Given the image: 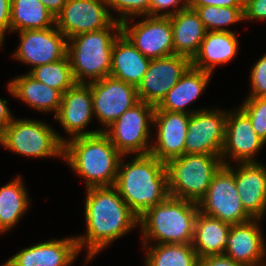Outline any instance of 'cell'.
Returning <instances> with one entry per match:
<instances>
[{"label":"cell","mask_w":266,"mask_h":266,"mask_svg":"<svg viewBox=\"0 0 266 266\" xmlns=\"http://www.w3.org/2000/svg\"><path fill=\"white\" fill-rule=\"evenodd\" d=\"M86 236L76 237L79 250L87 245V262L109 243L138 225L139 217L128 207L114 186L87 188Z\"/></svg>","instance_id":"obj_1"},{"label":"cell","mask_w":266,"mask_h":266,"mask_svg":"<svg viewBox=\"0 0 266 266\" xmlns=\"http://www.w3.org/2000/svg\"><path fill=\"white\" fill-rule=\"evenodd\" d=\"M114 187L140 217L169 196L165 163L151 154H137L125 164L120 159Z\"/></svg>","instance_id":"obj_2"},{"label":"cell","mask_w":266,"mask_h":266,"mask_svg":"<svg viewBox=\"0 0 266 266\" xmlns=\"http://www.w3.org/2000/svg\"><path fill=\"white\" fill-rule=\"evenodd\" d=\"M122 157L104 132L71 136L64 142V158L77 175L84 177L87 188L114 186Z\"/></svg>","instance_id":"obj_3"},{"label":"cell","mask_w":266,"mask_h":266,"mask_svg":"<svg viewBox=\"0 0 266 266\" xmlns=\"http://www.w3.org/2000/svg\"><path fill=\"white\" fill-rule=\"evenodd\" d=\"M199 213L197 202L168 196L149 208L138 220L143 232L144 248L148 240L156 244H190L194 237L195 219Z\"/></svg>","instance_id":"obj_4"},{"label":"cell","mask_w":266,"mask_h":266,"mask_svg":"<svg viewBox=\"0 0 266 266\" xmlns=\"http://www.w3.org/2000/svg\"><path fill=\"white\" fill-rule=\"evenodd\" d=\"M121 33V23L115 20L108 28L67 39L66 55L76 83H87L85 77L90 83L109 76L113 44Z\"/></svg>","instance_id":"obj_5"},{"label":"cell","mask_w":266,"mask_h":266,"mask_svg":"<svg viewBox=\"0 0 266 266\" xmlns=\"http://www.w3.org/2000/svg\"><path fill=\"white\" fill-rule=\"evenodd\" d=\"M222 165L221 156L207 154H184L168 160L165 167L169 195L198 203Z\"/></svg>","instance_id":"obj_6"},{"label":"cell","mask_w":266,"mask_h":266,"mask_svg":"<svg viewBox=\"0 0 266 266\" xmlns=\"http://www.w3.org/2000/svg\"><path fill=\"white\" fill-rule=\"evenodd\" d=\"M49 125L36 120L13 119L0 133V143L10 151L30 157H64V142Z\"/></svg>","instance_id":"obj_7"},{"label":"cell","mask_w":266,"mask_h":266,"mask_svg":"<svg viewBox=\"0 0 266 266\" xmlns=\"http://www.w3.org/2000/svg\"><path fill=\"white\" fill-rule=\"evenodd\" d=\"M155 109L156 106L140 100L110 125L107 128L109 130L103 132L122 155L150 154L152 144L148 143L149 123L154 122Z\"/></svg>","instance_id":"obj_8"},{"label":"cell","mask_w":266,"mask_h":266,"mask_svg":"<svg viewBox=\"0 0 266 266\" xmlns=\"http://www.w3.org/2000/svg\"><path fill=\"white\" fill-rule=\"evenodd\" d=\"M199 211L231 225L247 222L252 217L245 211L237 192L233 168L222 165L213 175L206 195L198 202Z\"/></svg>","instance_id":"obj_9"},{"label":"cell","mask_w":266,"mask_h":266,"mask_svg":"<svg viewBox=\"0 0 266 266\" xmlns=\"http://www.w3.org/2000/svg\"><path fill=\"white\" fill-rule=\"evenodd\" d=\"M88 85L91 88L94 115L106 127L105 130L140 101L137 87L111 76Z\"/></svg>","instance_id":"obj_10"},{"label":"cell","mask_w":266,"mask_h":266,"mask_svg":"<svg viewBox=\"0 0 266 266\" xmlns=\"http://www.w3.org/2000/svg\"><path fill=\"white\" fill-rule=\"evenodd\" d=\"M107 7L106 0H67L55 18V25L67 39L108 28L116 19Z\"/></svg>","instance_id":"obj_11"},{"label":"cell","mask_w":266,"mask_h":266,"mask_svg":"<svg viewBox=\"0 0 266 266\" xmlns=\"http://www.w3.org/2000/svg\"><path fill=\"white\" fill-rule=\"evenodd\" d=\"M191 65L190 58L177 54L151 59L137 87L139 100L157 106Z\"/></svg>","instance_id":"obj_12"},{"label":"cell","mask_w":266,"mask_h":266,"mask_svg":"<svg viewBox=\"0 0 266 266\" xmlns=\"http://www.w3.org/2000/svg\"><path fill=\"white\" fill-rule=\"evenodd\" d=\"M227 112L198 110L190 114L184 154L221 156Z\"/></svg>","instance_id":"obj_13"},{"label":"cell","mask_w":266,"mask_h":266,"mask_svg":"<svg viewBox=\"0 0 266 266\" xmlns=\"http://www.w3.org/2000/svg\"><path fill=\"white\" fill-rule=\"evenodd\" d=\"M121 32L145 57L157 59L174 54L169 16H147L130 28L125 20L121 23Z\"/></svg>","instance_id":"obj_14"},{"label":"cell","mask_w":266,"mask_h":266,"mask_svg":"<svg viewBox=\"0 0 266 266\" xmlns=\"http://www.w3.org/2000/svg\"><path fill=\"white\" fill-rule=\"evenodd\" d=\"M19 35L20 45L13 56L33 68L61 60L67 54V38L56 25L42 30H24Z\"/></svg>","instance_id":"obj_15"},{"label":"cell","mask_w":266,"mask_h":266,"mask_svg":"<svg viewBox=\"0 0 266 266\" xmlns=\"http://www.w3.org/2000/svg\"><path fill=\"white\" fill-rule=\"evenodd\" d=\"M264 144L265 142L253 130L249 117L240 108L233 113L227 112L224 145L221 152L223 165L228 164L227 161L225 162L227 155L237 164L255 162L252 158Z\"/></svg>","instance_id":"obj_16"},{"label":"cell","mask_w":266,"mask_h":266,"mask_svg":"<svg viewBox=\"0 0 266 266\" xmlns=\"http://www.w3.org/2000/svg\"><path fill=\"white\" fill-rule=\"evenodd\" d=\"M94 116L91 88L87 83H76L62 95L55 119L73 137L94 135L103 130L83 131Z\"/></svg>","instance_id":"obj_17"},{"label":"cell","mask_w":266,"mask_h":266,"mask_svg":"<svg viewBox=\"0 0 266 266\" xmlns=\"http://www.w3.org/2000/svg\"><path fill=\"white\" fill-rule=\"evenodd\" d=\"M190 114L155 110L153 124L158 127L156 145L150 154L166 163L168 160L184 155Z\"/></svg>","instance_id":"obj_18"},{"label":"cell","mask_w":266,"mask_h":266,"mask_svg":"<svg viewBox=\"0 0 266 266\" xmlns=\"http://www.w3.org/2000/svg\"><path fill=\"white\" fill-rule=\"evenodd\" d=\"M79 252L76 237L54 238L21 250L2 266H69Z\"/></svg>","instance_id":"obj_19"},{"label":"cell","mask_w":266,"mask_h":266,"mask_svg":"<svg viewBox=\"0 0 266 266\" xmlns=\"http://www.w3.org/2000/svg\"><path fill=\"white\" fill-rule=\"evenodd\" d=\"M257 220L260 221L252 218L247 222L231 225L224 252L228 258L244 266H266L262 263L266 254L265 242Z\"/></svg>","instance_id":"obj_20"},{"label":"cell","mask_w":266,"mask_h":266,"mask_svg":"<svg viewBox=\"0 0 266 266\" xmlns=\"http://www.w3.org/2000/svg\"><path fill=\"white\" fill-rule=\"evenodd\" d=\"M238 166L233 170L242 206L252 218L261 219L266 210V168L257 161Z\"/></svg>","instance_id":"obj_21"},{"label":"cell","mask_w":266,"mask_h":266,"mask_svg":"<svg viewBox=\"0 0 266 266\" xmlns=\"http://www.w3.org/2000/svg\"><path fill=\"white\" fill-rule=\"evenodd\" d=\"M161 13L169 16L173 31L174 54L187 56L191 60L198 53L207 30L198 13L187 6Z\"/></svg>","instance_id":"obj_22"},{"label":"cell","mask_w":266,"mask_h":266,"mask_svg":"<svg viewBox=\"0 0 266 266\" xmlns=\"http://www.w3.org/2000/svg\"><path fill=\"white\" fill-rule=\"evenodd\" d=\"M150 60L121 33L113 44L109 76L138 87L147 72Z\"/></svg>","instance_id":"obj_23"},{"label":"cell","mask_w":266,"mask_h":266,"mask_svg":"<svg viewBox=\"0 0 266 266\" xmlns=\"http://www.w3.org/2000/svg\"><path fill=\"white\" fill-rule=\"evenodd\" d=\"M212 73L193 67L187 69L174 87L166 94L155 110L192 114L198 110L185 109L198 98L207 86Z\"/></svg>","instance_id":"obj_24"},{"label":"cell","mask_w":266,"mask_h":266,"mask_svg":"<svg viewBox=\"0 0 266 266\" xmlns=\"http://www.w3.org/2000/svg\"><path fill=\"white\" fill-rule=\"evenodd\" d=\"M238 39L232 31H207L192 66L212 73L216 65L231 61L238 52Z\"/></svg>","instance_id":"obj_25"},{"label":"cell","mask_w":266,"mask_h":266,"mask_svg":"<svg viewBox=\"0 0 266 266\" xmlns=\"http://www.w3.org/2000/svg\"><path fill=\"white\" fill-rule=\"evenodd\" d=\"M231 224L199 211L195 219L193 248L198 258L223 255L227 249Z\"/></svg>","instance_id":"obj_26"},{"label":"cell","mask_w":266,"mask_h":266,"mask_svg":"<svg viewBox=\"0 0 266 266\" xmlns=\"http://www.w3.org/2000/svg\"><path fill=\"white\" fill-rule=\"evenodd\" d=\"M11 95L22 100L32 108L42 112L53 111L56 115L61 101L62 93L35 80L29 74L21 75L8 83Z\"/></svg>","instance_id":"obj_27"},{"label":"cell","mask_w":266,"mask_h":266,"mask_svg":"<svg viewBox=\"0 0 266 266\" xmlns=\"http://www.w3.org/2000/svg\"><path fill=\"white\" fill-rule=\"evenodd\" d=\"M11 31L55 26V16L39 0H11Z\"/></svg>","instance_id":"obj_28"},{"label":"cell","mask_w":266,"mask_h":266,"mask_svg":"<svg viewBox=\"0 0 266 266\" xmlns=\"http://www.w3.org/2000/svg\"><path fill=\"white\" fill-rule=\"evenodd\" d=\"M27 195L20 176L0 188V233L13 228L26 212Z\"/></svg>","instance_id":"obj_29"},{"label":"cell","mask_w":266,"mask_h":266,"mask_svg":"<svg viewBox=\"0 0 266 266\" xmlns=\"http://www.w3.org/2000/svg\"><path fill=\"white\" fill-rule=\"evenodd\" d=\"M145 266H198L197 252L190 244H156L149 248Z\"/></svg>","instance_id":"obj_30"},{"label":"cell","mask_w":266,"mask_h":266,"mask_svg":"<svg viewBox=\"0 0 266 266\" xmlns=\"http://www.w3.org/2000/svg\"><path fill=\"white\" fill-rule=\"evenodd\" d=\"M28 74L62 94L76 84L67 55L61 60L32 68Z\"/></svg>","instance_id":"obj_31"},{"label":"cell","mask_w":266,"mask_h":266,"mask_svg":"<svg viewBox=\"0 0 266 266\" xmlns=\"http://www.w3.org/2000/svg\"><path fill=\"white\" fill-rule=\"evenodd\" d=\"M200 20L207 31H229L223 26H229L244 20L243 7H219V6H202L197 7Z\"/></svg>","instance_id":"obj_32"},{"label":"cell","mask_w":266,"mask_h":266,"mask_svg":"<svg viewBox=\"0 0 266 266\" xmlns=\"http://www.w3.org/2000/svg\"><path fill=\"white\" fill-rule=\"evenodd\" d=\"M240 109L249 117L256 134L266 143V97H248Z\"/></svg>","instance_id":"obj_33"},{"label":"cell","mask_w":266,"mask_h":266,"mask_svg":"<svg viewBox=\"0 0 266 266\" xmlns=\"http://www.w3.org/2000/svg\"><path fill=\"white\" fill-rule=\"evenodd\" d=\"M106 4L120 12V17L116 18L119 23L129 20L130 16H150L151 0H106Z\"/></svg>","instance_id":"obj_34"},{"label":"cell","mask_w":266,"mask_h":266,"mask_svg":"<svg viewBox=\"0 0 266 266\" xmlns=\"http://www.w3.org/2000/svg\"><path fill=\"white\" fill-rule=\"evenodd\" d=\"M250 79L252 90L249 97H266V54L254 64Z\"/></svg>","instance_id":"obj_35"},{"label":"cell","mask_w":266,"mask_h":266,"mask_svg":"<svg viewBox=\"0 0 266 266\" xmlns=\"http://www.w3.org/2000/svg\"><path fill=\"white\" fill-rule=\"evenodd\" d=\"M244 20L266 19V0H244Z\"/></svg>","instance_id":"obj_36"},{"label":"cell","mask_w":266,"mask_h":266,"mask_svg":"<svg viewBox=\"0 0 266 266\" xmlns=\"http://www.w3.org/2000/svg\"><path fill=\"white\" fill-rule=\"evenodd\" d=\"M244 0H187V7L196 9L202 6L243 7Z\"/></svg>","instance_id":"obj_37"},{"label":"cell","mask_w":266,"mask_h":266,"mask_svg":"<svg viewBox=\"0 0 266 266\" xmlns=\"http://www.w3.org/2000/svg\"><path fill=\"white\" fill-rule=\"evenodd\" d=\"M11 0H0V46L3 44L6 30L11 31Z\"/></svg>","instance_id":"obj_38"},{"label":"cell","mask_w":266,"mask_h":266,"mask_svg":"<svg viewBox=\"0 0 266 266\" xmlns=\"http://www.w3.org/2000/svg\"><path fill=\"white\" fill-rule=\"evenodd\" d=\"M198 266H244L241 263L233 261L225 254L210 255L199 259Z\"/></svg>","instance_id":"obj_39"},{"label":"cell","mask_w":266,"mask_h":266,"mask_svg":"<svg viewBox=\"0 0 266 266\" xmlns=\"http://www.w3.org/2000/svg\"><path fill=\"white\" fill-rule=\"evenodd\" d=\"M183 1V3H181ZM151 0L150 16H161V10L168 9L170 7L187 6V0Z\"/></svg>","instance_id":"obj_40"},{"label":"cell","mask_w":266,"mask_h":266,"mask_svg":"<svg viewBox=\"0 0 266 266\" xmlns=\"http://www.w3.org/2000/svg\"><path fill=\"white\" fill-rule=\"evenodd\" d=\"M14 117L11 115L7 106V100L0 98V133L12 122Z\"/></svg>","instance_id":"obj_41"},{"label":"cell","mask_w":266,"mask_h":266,"mask_svg":"<svg viewBox=\"0 0 266 266\" xmlns=\"http://www.w3.org/2000/svg\"><path fill=\"white\" fill-rule=\"evenodd\" d=\"M55 16L62 11L67 0H39Z\"/></svg>","instance_id":"obj_42"}]
</instances>
